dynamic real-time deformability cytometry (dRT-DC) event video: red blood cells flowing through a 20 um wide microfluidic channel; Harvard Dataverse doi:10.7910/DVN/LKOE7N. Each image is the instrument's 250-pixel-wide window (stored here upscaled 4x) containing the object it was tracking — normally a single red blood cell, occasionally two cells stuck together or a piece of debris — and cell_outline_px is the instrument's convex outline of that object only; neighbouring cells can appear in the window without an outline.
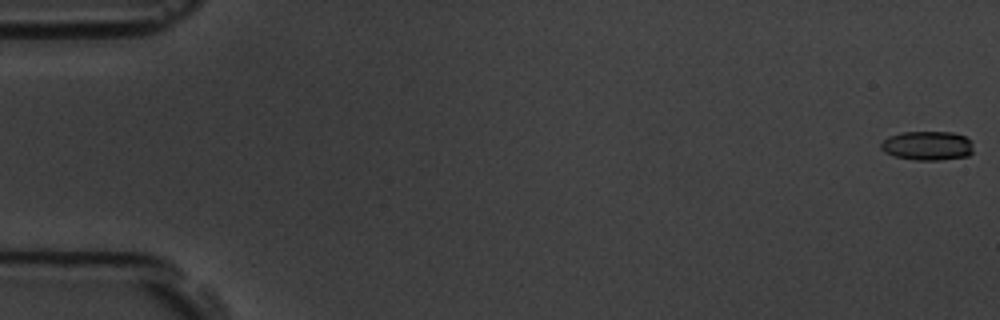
{"species": "common noctule bat (a hibernating species)", "species_latin": "Nyctalus noctula", "temperature_condition": "room temperature", "stored_images_in_passage": 6, "camera_frame_rate_fps": 3000, "um_per_image_px": 0.085, "animal": {"sex": "male", "body_mass_g": 19.5, "forearm_length_mm": 54.6}, "frame": {"image": 1, "passage_image": 1, "time_ms": 0.0, "image_size_px": [1000, 320], "cell_outline_px": [[972, 152], [968, 156], [940, 160], [916, 160], [892, 156], [884, 152], [880, 148], [880, 144], [888, 136], [904, 132], [952, 132], [964, 136], [972, 140]], "centroid_in_image_um": [78.82, 12.39], "position_along_channel_um": 6.2, "area_um2": 15.84}}
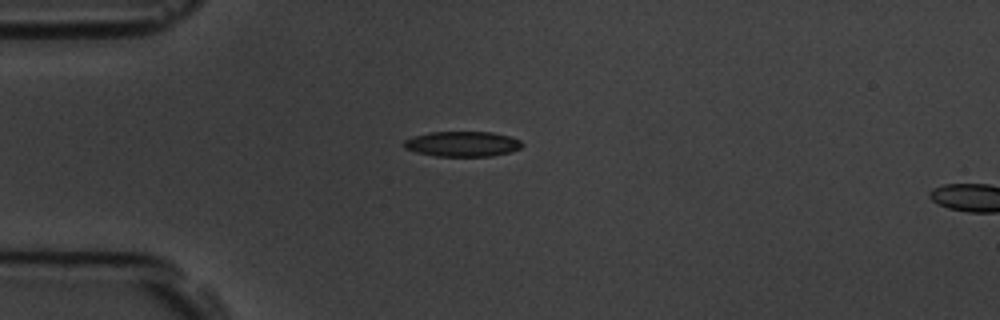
{"frame": {"image": 2, "passage_image": 5, "time_ms": 4.667, "image_size_px": [1000, 320], "cell_outline_px": [[524, 144], [520, 148], [512, 152], [492, 156], [436, 156], [416, 152], [404, 148], [404, 140], [412, 136], [432, 132], [492, 132], [508, 136], [520, 140]], "centroid_in_image_um": [39.31, 12.24], "position_along_channel_um": 45.7, "area_um2": 17.4}}